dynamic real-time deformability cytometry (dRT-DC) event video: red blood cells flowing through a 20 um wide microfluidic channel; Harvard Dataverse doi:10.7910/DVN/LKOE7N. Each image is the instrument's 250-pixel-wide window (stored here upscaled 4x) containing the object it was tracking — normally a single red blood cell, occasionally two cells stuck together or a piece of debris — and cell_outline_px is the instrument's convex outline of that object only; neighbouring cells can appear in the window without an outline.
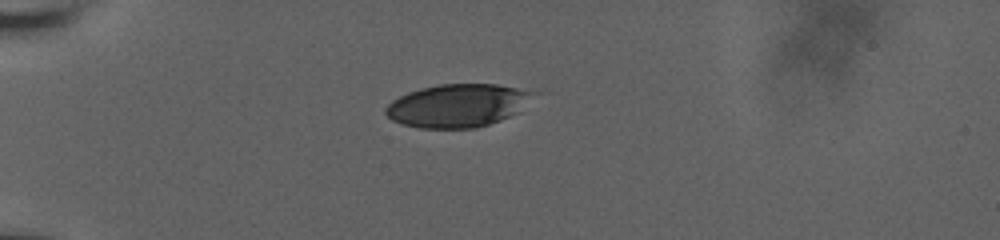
{"species": "human", "species_latin": "Homo sapiens", "temperature_condition": "room temperature", "stored_images_in_passage": 3, "camera_frame_rate_fps": 3000, "um_per_image_px": 0.085, "donor": {"sex": "male"}, "frame": {"image": 1, "passage_image": 1, "time_ms": 0.0, "image_size_px": [1000, 240], "cell_outline_px": [[528, 92], [516, 112], [500, 120], [476, 128], [420, 128], [400, 124], [392, 120], [384, 112], [384, 108], [392, 100], [408, 92], [440, 84], [496, 84], [516, 88]], "centroid_in_image_um": [38.7, 8.99], "position_along_channel_um": 46.3, "area_um2": 35.84}}
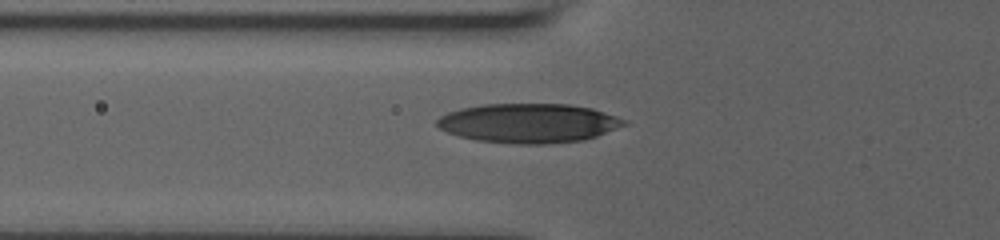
{"frame": {"image": 2, "passage_image": 3, "time_ms": 2.0, "image_size_px": [1000, 240], "cell_outline_px": [[628, 124], [596, 136], [580, 140], [548, 144], [520, 144], [476, 140], [460, 136], [448, 132], [440, 128], [436, 124], [436, 120], [440, 116], [448, 112], [460, 108], [484, 104], [568, 104], [592, 108], [628, 120]], "centroid_in_image_um": [44.94, 10.46], "position_along_channel_um": 80.9, "area_um2": 42.77}}